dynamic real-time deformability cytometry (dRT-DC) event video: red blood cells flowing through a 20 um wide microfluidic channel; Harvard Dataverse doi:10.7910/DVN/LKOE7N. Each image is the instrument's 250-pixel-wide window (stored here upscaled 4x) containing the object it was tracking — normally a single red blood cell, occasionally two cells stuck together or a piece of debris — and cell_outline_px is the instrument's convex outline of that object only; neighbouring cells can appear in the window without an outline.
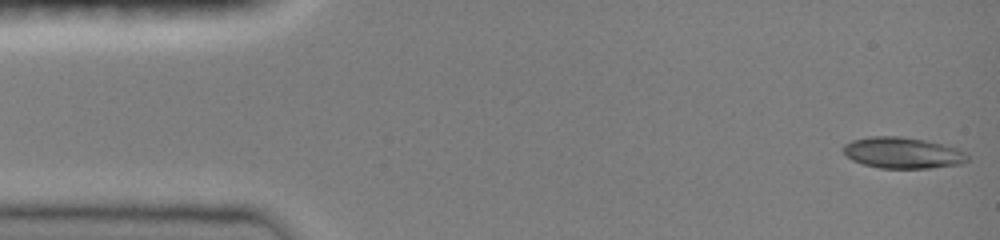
{"species": "common noctule bat (a hibernating species)", "species_latin": "Nyctalus noctula", "temperature_condition": "room temperature", "stored_images_in_passage": 46, "camera_frame_rate_fps": 3000, "um_per_image_px": 0.085, "animal": {"sex": "female", "body_mass_g": 19.0, "forearm_length_mm": 51.5}, "frame": {"image": 1, "passage_image": 1, "time_ms": 0.0, "image_size_px": [1000, 240], "cell_outline_px": [[968, 160], [960, 164], [928, 168], [880, 168], [864, 164], [852, 160], [840, 148], [844, 144], [852, 140], [872, 136], [900, 136], [924, 140], [956, 148], [964, 152], [968, 156]], "centroid_in_image_um": [76.68, 12.99], "position_along_channel_um": 8.3, "area_um2": 22.37}}
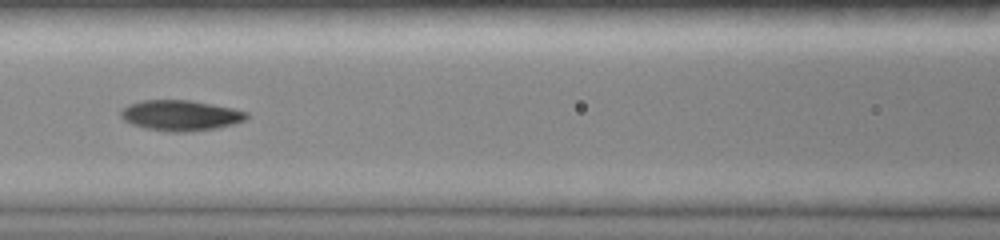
{"frame": {"image": 2, "passage_image": 20, "time_ms": 6.333, "image_size_px": [1000, 240], "cell_outline_px": [[248, 116], [244, 120], [232, 124], [216, 128], [184, 132], [172, 132], [144, 128], [132, 124], [124, 120], [120, 116], [120, 108], [128, 104], [140, 100], [192, 100], [232, 108], [248, 112]], "centroid_in_image_um": [15.29, 9.8], "position_along_channel_um": 151.3, "area_um2": 22.43}}
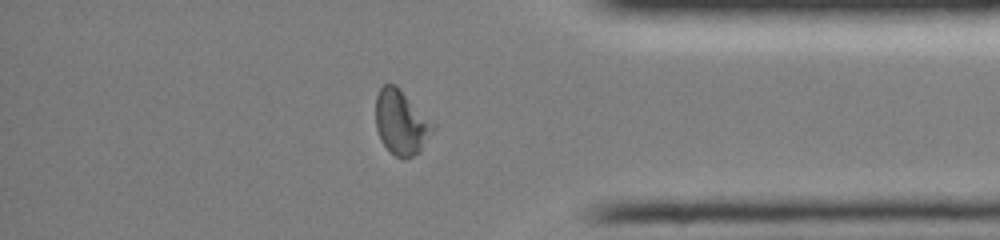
{"frame": {"image": 3, "passage_image": 39, "time_ms": 12.667, "image_size_px": [1000, 240], "cell_outline_px": [[436, 128], [420, 152], [404, 160], [396, 156], [380, 140], [376, 128], [376, 96], [380, 88], [384, 84], [396, 84], [436, 124]], "centroid_in_image_um": [34.13, 10.4], "position_along_channel_um": 401.1, "area_um2": 21.85}, "authors_computed_cell_mechanics": {"area_um2": 21.8484, "velocity_mm_per_s": 4.0768, "shape_relaxation_time_tau1_ms": 7.1161, "shape_relaxation_time_tau2_ms": 3.3984, "deformation_change_tau1": 0.2375, "deformation_change_tau2": 0.0694}}